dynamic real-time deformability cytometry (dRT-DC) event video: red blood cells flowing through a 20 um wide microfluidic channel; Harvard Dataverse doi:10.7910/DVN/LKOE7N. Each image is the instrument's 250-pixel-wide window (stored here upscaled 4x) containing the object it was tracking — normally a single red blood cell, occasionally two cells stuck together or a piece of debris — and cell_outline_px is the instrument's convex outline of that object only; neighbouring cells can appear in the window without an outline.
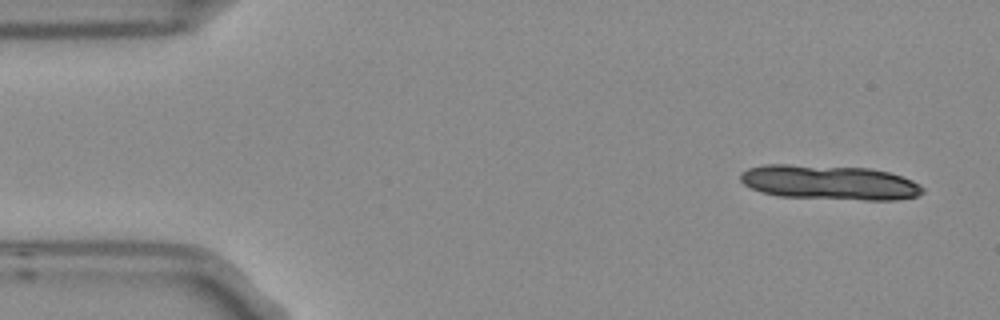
{"species": "Egyptian fruit bat (a non-hibernating species)", "species_latin": "Rousettus aegyptiacus", "temperature_condition": "room temperature", "stored_images_in_passage": 4, "camera_frame_rate_fps": 3000, "um_per_image_px": 0.085, "frame": {"image": 1, "passage_image": 1, "time_ms": 0.0, "image_size_px": [1000, 320], "cell_outline_px": [[924, 192], [916, 196], [896, 200], [864, 200], [776, 196], [760, 192], [744, 184], [740, 180], [740, 172], [748, 168], [764, 164], [788, 164], [872, 168], [888, 172], [912, 180], [920, 184], [924, 188]], "centroid_in_image_um": [70.48, 15.51], "position_along_channel_um": 14.5, "area_um2": 37.11}}